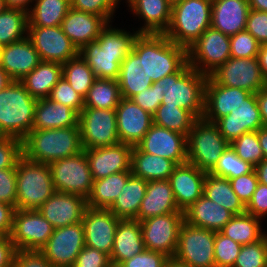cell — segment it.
Masks as SVG:
<instances>
[{"label": "cell", "instance_id": "cell-40", "mask_svg": "<svg viewBox=\"0 0 267 267\" xmlns=\"http://www.w3.org/2000/svg\"><path fill=\"white\" fill-rule=\"evenodd\" d=\"M28 11V27L61 26L71 8L70 0H34Z\"/></svg>", "mask_w": 267, "mask_h": 267}, {"label": "cell", "instance_id": "cell-72", "mask_svg": "<svg viewBox=\"0 0 267 267\" xmlns=\"http://www.w3.org/2000/svg\"><path fill=\"white\" fill-rule=\"evenodd\" d=\"M9 136L5 133L4 129L2 128L0 124V139L2 138H8Z\"/></svg>", "mask_w": 267, "mask_h": 267}, {"label": "cell", "instance_id": "cell-49", "mask_svg": "<svg viewBox=\"0 0 267 267\" xmlns=\"http://www.w3.org/2000/svg\"><path fill=\"white\" fill-rule=\"evenodd\" d=\"M241 247V244L226 237L220 231H216L214 243L216 267H233Z\"/></svg>", "mask_w": 267, "mask_h": 267}, {"label": "cell", "instance_id": "cell-27", "mask_svg": "<svg viewBox=\"0 0 267 267\" xmlns=\"http://www.w3.org/2000/svg\"><path fill=\"white\" fill-rule=\"evenodd\" d=\"M248 0H212L211 27L227 36L246 29Z\"/></svg>", "mask_w": 267, "mask_h": 267}, {"label": "cell", "instance_id": "cell-21", "mask_svg": "<svg viewBox=\"0 0 267 267\" xmlns=\"http://www.w3.org/2000/svg\"><path fill=\"white\" fill-rule=\"evenodd\" d=\"M115 110L119 141L136 146L152 126L153 115L125 98L119 101Z\"/></svg>", "mask_w": 267, "mask_h": 267}, {"label": "cell", "instance_id": "cell-64", "mask_svg": "<svg viewBox=\"0 0 267 267\" xmlns=\"http://www.w3.org/2000/svg\"><path fill=\"white\" fill-rule=\"evenodd\" d=\"M256 97L263 126H267V86L259 90Z\"/></svg>", "mask_w": 267, "mask_h": 267}, {"label": "cell", "instance_id": "cell-26", "mask_svg": "<svg viewBox=\"0 0 267 267\" xmlns=\"http://www.w3.org/2000/svg\"><path fill=\"white\" fill-rule=\"evenodd\" d=\"M102 16L70 8L62 20V30L80 51L85 45L96 41L100 31L107 25Z\"/></svg>", "mask_w": 267, "mask_h": 267}, {"label": "cell", "instance_id": "cell-30", "mask_svg": "<svg viewBox=\"0 0 267 267\" xmlns=\"http://www.w3.org/2000/svg\"><path fill=\"white\" fill-rule=\"evenodd\" d=\"M172 212L183 211H180L177 207L169 180L148 181L146 194L135 220L140 222Z\"/></svg>", "mask_w": 267, "mask_h": 267}, {"label": "cell", "instance_id": "cell-62", "mask_svg": "<svg viewBox=\"0 0 267 267\" xmlns=\"http://www.w3.org/2000/svg\"><path fill=\"white\" fill-rule=\"evenodd\" d=\"M16 249L9 236L0 241V267H13Z\"/></svg>", "mask_w": 267, "mask_h": 267}, {"label": "cell", "instance_id": "cell-61", "mask_svg": "<svg viewBox=\"0 0 267 267\" xmlns=\"http://www.w3.org/2000/svg\"><path fill=\"white\" fill-rule=\"evenodd\" d=\"M246 213L258 218L267 216V185L258 182L251 200L246 205Z\"/></svg>", "mask_w": 267, "mask_h": 267}, {"label": "cell", "instance_id": "cell-66", "mask_svg": "<svg viewBox=\"0 0 267 267\" xmlns=\"http://www.w3.org/2000/svg\"><path fill=\"white\" fill-rule=\"evenodd\" d=\"M34 0H4L6 8H17L28 12L30 10L29 4Z\"/></svg>", "mask_w": 267, "mask_h": 267}, {"label": "cell", "instance_id": "cell-60", "mask_svg": "<svg viewBox=\"0 0 267 267\" xmlns=\"http://www.w3.org/2000/svg\"><path fill=\"white\" fill-rule=\"evenodd\" d=\"M13 267H54L38 250H16Z\"/></svg>", "mask_w": 267, "mask_h": 267}, {"label": "cell", "instance_id": "cell-58", "mask_svg": "<svg viewBox=\"0 0 267 267\" xmlns=\"http://www.w3.org/2000/svg\"><path fill=\"white\" fill-rule=\"evenodd\" d=\"M169 257L144 249L140 254L124 261L119 267H165Z\"/></svg>", "mask_w": 267, "mask_h": 267}, {"label": "cell", "instance_id": "cell-3", "mask_svg": "<svg viewBox=\"0 0 267 267\" xmlns=\"http://www.w3.org/2000/svg\"><path fill=\"white\" fill-rule=\"evenodd\" d=\"M132 50L143 60L153 83L178 72L188 62L187 49L164 34H139Z\"/></svg>", "mask_w": 267, "mask_h": 267}, {"label": "cell", "instance_id": "cell-1", "mask_svg": "<svg viewBox=\"0 0 267 267\" xmlns=\"http://www.w3.org/2000/svg\"><path fill=\"white\" fill-rule=\"evenodd\" d=\"M109 24L100 31L96 41L88 43L79 51V55L97 78L117 80L121 63L132 51L140 33L112 28Z\"/></svg>", "mask_w": 267, "mask_h": 267}, {"label": "cell", "instance_id": "cell-13", "mask_svg": "<svg viewBox=\"0 0 267 267\" xmlns=\"http://www.w3.org/2000/svg\"><path fill=\"white\" fill-rule=\"evenodd\" d=\"M184 212H172L140 221L145 249L172 258L175 255Z\"/></svg>", "mask_w": 267, "mask_h": 267}, {"label": "cell", "instance_id": "cell-35", "mask_svg": "<svg viewBox=\"0 0 267 267\" xmlns=\"http://www.w3.org/2000/svg\"><path fill=\"white\" fill-rule=\"evenodd\" d=\"M177 165L167 158L142 152L134 146L131 152V173L146 181L168 180Z\"/></svg>", "mask_w": 267, "mask_h": 267}, {"label": "cell", "instance_id": "cell-36", "mask_svg": "<svg viewBox=\"0 0 267 267\" xmlns=\"http://www.w3.org/2000/svg\"><path fill=\"white\" fill-rule=\"evenodd\" d=\"M62 78V64L40 61L20 82L33 98H48L52 88Z\"/></svg>", "mask_w": 267, "mask_h": 267}, {"label": "cell", "instance_id": "cell-10", "mask_svg": "<svg viewBox=\"0 0 267 267\" xmlns=\"http://www.w3.org/2000/svg\"><path fill=\"white\" fill-rule=\"evenodd\" d=\"M56 192L80 195L87 199L94 183L85 150L48 164Z\"/></svg>", "mask_w": 267, "mask_h": 267}, {"label": "cell", "instance_id": "cell-44", "mask_svg": "<svg viewBox=\"0 0 267 267\" xmlns=\"http://www.w3.org/2000/svg\"><path fill=\"white\" fill-rule=\"evenodd\" d=\"M28 12L17 8H5L0 13V45L5 46L27 37Z\"/></svg>", "mask_w": 267, "mask_h": 267}, {"label": "cell", "instance_id": "cell-74", "mask_svg": "<svg viewBox=\"0 0 267 267\" xmlns=\"http://www.w3.org/2000/svg\"><path fill=\"white\" fill-rule=\"evenodd\" d=\"M168 3H170L171 5H174L178 2H180L181 0H166Z\"/></svg>", "mask_w": 267, "mask_h": 267}, {"label": "cell", "instance_id": "cell-63", "mask_svg": "<svg viewBox=\"0 0 267 267\" xmlns=\"http://www.w3.org/2000/svg\"><path fill=\"white\" fill-rule=\"evenodd\" d=\"M15 208L10 204L0 202V231L10 236L12 231L13 214Z\"/></svg>", "mask_w": 267, "mask_h": 267}, {"label": "cell", "instance_id": "cell-25", "mask_svg": "<svg viewBox=\"0 0 267 267\" xmlns=\"http://www.w3.org/2000/svg\"><path fill=\"white\" fill-rule=\"evenodd\" d=\"M207 172L190 163L177 165L169 182L180 211L189 208L204 192V180Z\"/></svg>", "mask_w": 267, "mask_h": 267}, {"label": "cell", "instance_id": "cell-52", "mask_svg": "<svg viewBox=\"0 0 267 267\" xmlns=\"http://www.w3.org/2000/svg\"><path fill=\"white\" fill-rule=\"evenodd\" d=\"M120 0H70L71 8L102 16L110 23Z\"/></svg>", "mask_w": 267, "mask_h": 267}, {"label": "cell", "instance_id": "cell-14", "mask_svg": "<svg viewBox=\"0 0 267 267\" xmlns=\"http://www.w3.org/2000/svg\"><path fill=\"white\" fill-rule=\"evenodd\" d=\"M53 230V226L38 210L15 209L9 237L16 250L40 251Z\"/></svg>", "mask_w": 267, "mask_h": 267}, {"label": "cell", "instance_id": "cell-65", "mask_svg": "<svg viewBox=\"0 0 267 267\" xmlns=\"http://www.w3.org/2000/svg\"><path fill=\"white\" fill-rule=\"evenodd\" d=\"M257 58L259 61L262 76L267 82V44H262L260 46Z\"/></svg>", "mask_w": 267, "mask_h": 267}, {"label": "cell", "instance_id": "cell-69", "mask_svg": "<svg viewBox=\"0 0 267 267\" xmlns=\"http://www.w3.org/2000/svg\"><path fill=\"white\" fill-rule=\"evenodd\" d=\"M250 9L267 12V0H248Z\"/></svg>", "mask_w": 267, "mask_h": 267}, {"label": "cell", "instance_id": "cell-15", "mask_svg": "<svg viewBox=\"0 0 267 267\" xmlns=\"http://www.w3.org/2000/svg\"><path fill=\"white\" fill-rule=\"evenodd\" d=\"M84 247V227L80 222L54 229L40 252L54 267H72Z\"/></svg>", "mask_w": 267, "mask_h": 267}, {"label": "cell", "instance_id": "cell-17", "mask_svg": "<svg viewBox=\"0 0 267 267\" xmlns=\"http://www.w3.org/2000/svg\"><path fill=\"white\" fill-rule=\"evenodd\" d=\"M27 37L42 61L64 64L79 54L61 26L28 27Z\"/></svg>", "mask_w": 267, "mask_h": 267}, {"label": "cell", "instance_id": "cell-20", "mask_svg": "<svg viewBox=\"0 0 267 267\" xmlns=\"http://www.w3.org/2000/svg\"><path fill=\"white\" fill-rule=\"evenodd\" d=\"M87 208V199L82 196L55 192L38 211L56 229L82 222Z\"/></svg>", "mask_w": 267, "mask_h": 267}, {"label": "cell", "instance_id": "cell-7", "mask_svg": "<svg viewBox=\"0 0 267 267\" xmlns=\"http://www.w3.org/2000/svg\"><path fill=\"white\" fill-rule=\"evenodd\" d=\"M16 209L38 210L56 191L50 167L22 156L16 165Z\"/></svg>", "mask_w": 267, "mask_h": 267}, {"label": "cell", "instance_id": "cell-16", "mask_svg": "<svg viewBox=\"0 0 267 267\" xmlns=\"http://www.w3.org/2000/svg\"><path fill=\"white\" fill-rule=\"evenodd\" d=\"M219 85L245 89L257 93L267 86L264 80L259 61L254 58L230 57L210 75Z\"/></svg>", "mask_w": 267, "mask_h": 267}, {"label": "cell", "instance_id": "cell-48", "mask_svg": "<svg viewBox=\"0 0 267 267\" xmlns=\"http://www.w3.org/2000/svg\"><path fill=\"white\" fill-rule=\"evenodd\" d=\"M233 267H267V234L259 241L242 245Z\"/></svg>", "mask_w": 267, "mask_h": 267}, {"label": "cell", "instance_id": "cell-70", "mask_svg": "<svg viewBox=\"0 0 267 267\" xmlns=\"http://www.w3.org/2000/svg\"><path fill=\"white\" fill-rule=\"evenodd\" d=\"M12 79L8 76V74L0 67V91L5 89L9 83H11Z\"/></svg>", "mask_w": 267, "mask_h": 267}, {"label": "cell", "instance_id": "cell-22", "mask_svg": "<svg viewBox=\"0 0 267 267\" xmlns=\"http://www.w3.org/2000/svg\"><path fill=\"white\" fill-rule=\"evenodd\" d=\"M214 124L229 143L242 134L263 127L256 93H251L242 104L232 109L229 115L220 118Z\"/></svg>", "mask_w": 267, "mask_h": 267}, {"label": "cell", "instance_id": "cell-29", "mask_svg": "<svg viewBox=\"0 0 267 267\" xmlns=\"http://www.w3.org/2000/svg\"><path fill=\"white\" fill-rule=\"evenodd\" d=\"M131 11L144 19L140 34H165L171 22L172 5L166 0H128Z\"/></svg>", "mask_w": 267, "mask_h": 267}, {"label": "cell", "instance_id": "cell-24", "mask_svg": "<svg viewBox=\"0 0 267 267\" xmlns=\"http://www.w3.org/2000/svg\"><path fill=\"white\" fill-rule=\"evenodd\" d=\"M251 92L237 88L219 85L211 76L205 84V100L203 119L215 123L220 118L230 114L231 110L242 104Z\"/></svg>", "mask_w": 267, "mask_h": 267}, {"label": "cell", "instance_id": "cell-4", "mask_svg": "<svg viewBox=\"0 0 267 267\" xmlns=\"http://www.w3.org/2000/svg\"><path fill=\"white\" fill-rule=\"evenodd\" d=\"M207 78L187 62L178 72L157 81L164 92L161 104L187 109L198 119L202 118Z\"/></svg>", "mask_w": 267, "mask_h": 267}, {"label": "cell", "instance_id": "cell-11", "mask_svg": "<svg viewBox=\"0 0 267 267\" xmlns=\"http://www.w3.org/2000/svg\"><path fill=\"white\" fill-rule=\"evenodd\" d=\"M215 232L183 222L174 258L191 267H216Z\"/></svg>", "mask_w": 267, "mask_h": 267}, {"label": "cell", "instance_id": "cell-33", "mask_svg": "<svg viewBox=\"0 0 267 267\" xmlns=\"http://www.w3.org/2000/svg\"><path fill=\"white\" fill-rule=\"evenodd\" d=\"M234 216L221 205L202 195L184 211V221L192 226L220 231Z\"/></svg>", "mask_w": 267, "mask_h": 267}, {"label": "cell", "instance_id": "cell-28", "mask_svg": "<svg viewBox=\"0 0 267 267\" xmlns=\"http://www.w3.org/2000/svg\"><path fill=\"white\" fill-rule=\"evenodd\" d=\"M40 57L28 37L3 46L1 68L15 81H20L40 63Z\"/></svg>", "mask_w": 267, "mask_h": 267}, {"label": "cell", "instance_id": "cell-47", "mask_svg": "<svg viewBox=\"0 0 267 267\" xmlns=\"http://www.w3.org/2000/svg\"><path fill=\"white\" fill-rule=\"evenodd\" d=\"M230 146L238 157L243 161L249 162L254 167L264 159L263 150L258 139V130L242 134L234 139Z\"/></svg>", "mask_w": 267, "mask_h": 267}, {"label": "cell", "instance_id": "cell-6", "mask_svg": "<svg viewBox=\"0 0 267 267\" xmlns=\"http://www.w3.org/2000/svg\"><path fill=\"white\" fill-rule=\"evenodd\" d=\"M36 102L20 81L0 91V124L9 137L22 141L32 130Z\"/></svg>", "mask_w": 267, "mask_h": 267}, {"label": "cell", "instance_id": "cell-51", "mask_svg": "<svg viewBox=\"0 0 267 267\" xmlns=\"http://www.w3.org/2000/svg\"><path fill=\"white\" fill-rule=\"evenodd\" d=\"M261 44L246 30L230 36V54L233 58L257 57Z\"/></svg>", "mask_w": 267, "mask_h": 267}, {"label": "cell", "instance_id": "cell-34", "mask_svg": "<svg viewBox=\"0 0 267 267\" xmlns=\"http://www.w3.org/2000/svg\"><path fill=\"white\" fill-rule=\"evenodd\" d=\"M117 81L121 96L125 99H131L153 85L151 77L146 74L143 60L133 50L122 61Z\"/></svg>", "mask_w": 267, "mask_h": 267}, {"label": "cell", "instance_id": "cell-53", "mask_svg": "<svg viewBox=\"0 0 267 267\" xmlns=\"http://www.w3.org/2000/svg\"><path fill=\"white\" fill-rule=\"evenodd\" d=\"M22 156L20 139L13 137L0 139V169L15 167Z\"/></svg>", "mask_w": 267, "mask_h": 267}, {"label": "cell", "instance_id": "cell-75", "mask_svg": "<svg viewBox=\"0 0 267 267\" xmlns=\"http://www.w3.org/2000/svg\"><path fill=\"white\" fill-rule=\"evenodd\" d=\"M2 52H3V46L0 45V66H1V62H2Z\"/></svg>", "mask_w": 267, "mask_h": 267}, {"label": "cell", "instance_id": "cell-68", "mask_svg": "<svg viewBox=\"0 0 267 267\" xmlns=\"http://www.w3.org/2000/svg\"><path fill=\"white\" fill-rule=\"evenodd\" d=\"M258 139L263 150L264 159L267 160V126L258 129Z\"/></svg>", "mask_w": 267, "mask_h": 267}, {"label": "cell", "instance_id": "cell-67", "mask_svg": "<svg viewBox=\"0 0 267 267\" xmlns=\"http://www.w3.org/2000/svg\"><path fill=\"white\" fill-rule=\"evenodd\" d=\"M258 177V182L267 185V160L263 159L254 167Z\"/></svg>", "mask_w": 267, "mask_h": 267}, {"label": "cell", "instance_id": "cell-57", "mask_svg": "<svg viewBox=\"0 0 267 267\" xmlns=\"http://www.w3.org/2000/svg\"><path fill=\"white\" fill-rule=\"evenodd\" d=\"M72 267H112V263L108 254L85 246Z\"/></svg>", "mask_w": 267, "mask_h": 267}, {"label": "cell", "instance_id": "cell-39", "mask_svg": "<svg viewBox=\"0 0 267 267\" xmlns=\"http://www.w3.org/2000/svg\"><path fill=\"white\" fill-rule=\"evenodd\" d=\"M203 195L209 200L231 211L234 215L246 212V206L233 191L229 179L207 172L204 180Z\"/></svg>", "mask_w": 267, "mask_h": 267}, {"label": "cell", "instance_id": "cell-76", "mask_svg": "<svg viewBox=\"0 0 267 267\" xmlns=\"http://www.w3.org/2000/svg\"><path fill=\"white\" fill-rule=\"evenodd\" d=\"M6 235L2 232V231H0V241L5 237Z\"/></svg>", "mask_w": 267, "mask_h": 267}, {"label": "cell", "instance_id": "cell-8", "mask_svg": "<svg viewBox=\"0 0 267 267\" xmlns=\"http://www.w3.org/2000/svg\"><path fill=\"white\" fill-rule=\"evenodd\" d=\"M229 145L214 123L200 118L187 136V163L210 172Z\"/></svg>", "mask_w": 267, "mask_h": 267}, {"label": "cell", "instance_id": "cell-42", "mask_svg": "<svg viewBox=\"0 0 267 267\" xmlns=\"http://www.w3.org/2000/svg\"><path fill=\"white\" fill-rule=\"evenodd\" d=\"M121 99L117 80L97 78L84 98V108L116 109Z\"/></svg>", "mask_w": 267, "mask_h": 267}, {"label": "cell", "instance_id": "cell-55", "mask_svg": "<svg viewBox=\"0 0 267 267\" xmlns=\"http://www.w3.org/2000/svg\"><path fill=\"white\" fill-rule=\"evenodd\" d=\"M17 179L16 166L0 169V202L10 204L16 209Z\"/></svg>", "mask_w": 267, "mask_h": 267}, {"label": "cell", "instance_id": "cell-2", "mask_svg": "<svg viewBox=\"0 0 267 267\" xmlns=\"http://www.w3.org/2000/svg\"><path fill=\"white\" fill-rule=\"evenodd\" d=\"M23 156L33 162L49 164L83 151L79 126L31 130L22 140Z\"/></svg>", "mask_w": 267, "mask_h": 267}, {"label": "cell", "instance_id": "cell-73", "mask_svg": "<svg viewBox=\"0 0 267 267\" xmlns=\"http://www.w3.org/2000/svg\"><path fill=\"white\" fill-rule=\"evenodd\" d=\"M6 6L4 3V0H0V13H2L5 10Z\"/></svg>", "mask_w": 267, "mask_h": 267}, {"label": "cell", "instance_id": "cell-19", "mask_svg": "<svg viewBox=\"0 0 267 267\" xmlns=\"http://www.w3.org/2000/svg\"><path fill=\"white\" fill-rule=\"evenodd\" d=\"M120 220L109 209H92L88 207L82 220L85 246L95 248L110 256L113 250L115 232Z\"/></svg>", "mask_w": 267, "mask_h": 267}, {"label": "cell", "instance_id": "cell-12", "mask_svg": "<svg viewBox=\"0 0 267 267\" xmlns=\"http://www.w3.org/2000/svg\"><path fill=\"white\" fill-rule=\"evenodd\" d=\"M78 125L83 150L120 142L115 109L83 108L79 113Z\"/></svg>", "mask_w": 267, "mask_h": 267}, {"label": "cell", "instance_id": "cell-50", "mask_svg": "<svg viewBox=\"0 0 267 267\" xmlns=\"http://www.w3.org/2000/svg\"><path fill=\"white\" fill-rule=\"evenodd\" d=\"M48 98L53 102L68 106L78 113L84 108V98L72 88L63 76L52 88Z\"/></svg>", "mask_w": 267, "mask_h": 267}, {"label": "cell", "instance_id": "cell-18", "mask_svg": "<svg viewBox=\"0 0 267 267\" xmlns=\"http://www.w3.org/2000/svg\"><path fill=\"white\" fill-rule=\"evenodd\" d=\"M136 146L142 152L167 158L176 165L187 163V136L154 123Z\"/></svg>", "mask_w": 267, "mask_h": 267}, {"label": "cell", "instance_id": "cell-32", "mask_svg": "<svg viewBox=\"0 0 267 267\" xmlns=\"http://www.w3.org/2000/svg\"><path fill=\"white\" fill-rule=\"evenodd\" d=\"M144 249L140 222L132 219L120 220L110 255L112 265L120 266L124 261L140 254Z\"/></svg>", "mask_w": 267, "mask_h": 267}, {"label": "cell", "instance_id": "cell-45", "mask_svg": "<svg viewBox=\"0 0 267 267\" xmlns=\"http://www.w3.org/2000/svg\"><path fill=\"white\" fill-rule=\"evenodd\" d=\"M62 76L83 98L86 97L88 90L97 79L89 65L79 54L62 64Z\"/></svg>", "mask_w": 267, "mask_h": 267}, {"label": "cell", "instance_id": "cell-9", "mask_svg": "<svg viewBox=\"0 0 267 267\" xmlns=\"http://www.w3.org/2000/svg\"><path fill=\"white\" fill-rule=\"evenodd\" d=\"M187 57L190 67L210 76L231 57L230 36L210 26L187 49Z\"/></svg>", "mask_w": 267, "mask_h": 267}, {"label": "cell", "instance_id": "cell-37", "mask_svg": "<svg viewBox=\"0 0 267 267\" xmlns=\"http://www.w3.org/2000/svg\"><path fill=\"white\" fill-rule=\"evenodd\" d=\"M147 185L148 181L131 175L109 210L121 220H135Z\"/></svg>", "mask_w": 267, "mask_h": 267}, {"label": "cell", "instance_id": "cell-71", "mask_svg": "<svg viewBox=\"0 0 267 267\" xmlns=\"http://www.w3.org/2000/svg\"><path fill=\"white\" fill-rule=\"evenodd\" d=\"M165 267H191L188 264H185L183 262L178 261L174 257L169 258L168 261L166 262Z\"/></svg>", "mask_w": 267, "mask_h": 267}, {"label": "cell", "instance_id": "cell-56", "mask_svg": "<svg viewBox=\"0 0 267 267\" xmlns=\"http://www.w3.org/2000/svg\"><path fill=\"white\" fill-rule=\"evenodd\" d=\"M229 181L231 183L233 191L246 206L251 200L258 184V177L255 170L253 169L248 174L229 179Z\"/></svg>", "mask_w": 267, "mask_h": 267}, {"label": "cell", "instance_id": "cell-23", "mask_svg": "<svg viewBox=\"0 0 267 267\" xmlns=\"http://www.w3.org/2000/svg\"><path fill=\"white\" fill-rule=\"evenodd\" d=\"M133 146L124 143L85 150L93 180L131 170Z\"/></svg>", "mask_w": 267, "mask_h": 267}, {"label": "cell", "instance_id": "cell-31", "mask_svg": "<svg viewBox=\"0 0 267 267\" xmlns=\"http://www.w3.org/2000/svg\"><path fill=\"white\" fill-rule=\"evenodd\" d=\"M79 113L49 98L37 99L32 130H47L79 126Z\"/></svg>", "mask_w": 267, "mask_h": 267}, {"label": "cell", "instance_id": "cell-43", "mask_svg": "<svg viewBox=\"0 0 267 267\" xmlns=\"http://www.w3.org/2000/svg\"><path fill=\"white\" fill-rule=\"evenodd\" d=\"M197 120L198 118L187 109L168 106L167 104H160L153 115L155 125L179 132L185 136H188Z\"/></svg>", "mask_w": 267, "mask_h": 267}, {"label": "cell", "instance_id": "cell-54", "mask_svg": "<svg viewBox=\"0 0 267 267\" xmlns=\"http://www.w3.org/2000/svg\"><path fill=\"white\" fill-rule=\"evenodd\" d=\"M163 95L161 86L155 82L151 87L134 95L131 100L151 115H154L162 102Z\"/></svg>", "mask_w": 267, "mask_h": 267}, {"label": "cell", "instance_id": "cell-41", "mask_svg": "<svg viewBox=\"0 0 267 267\" xmlns=\"http://www.w3.org/2000/svg\"><path fill=\"white\" fill-rule=\"evenodd\" d=\"M261 229V218L245 212L234 215L220 232L233 241L246 245L259 241L267 233L262 232Z\"/></svg>", "mask_w": 267, "mask_h": 267}, {"label": "cell", "instance_id": "cell-59", "mask_svg": "<svg viewBox=\"0 0 267 267\" xmlns=\"http://www.w3.org/2000/svg\"><path fill=\"white\" fill-rule=\"evenodd\" d=\"M245 30L261 45L267 44V12L250 9Z\"/></svg>", "mask_w": 267, "mask_h": 267}, {"label": "cell", "instance_id": "cell-5", "mask_svg": "<svg viewBox=\"0 0 267 267\" xmlns=\"http://www.w3.org/2000/svg\"><path fill=\"white\" fill-rule=\"evenodd\" d=\"M212 0H181L172 5L165 36L188 49L211 26Z\"/></svg>", "mask_w": 267, "mask_h": 267}, {"label": "cell", "instance_id": "cell-38", "mask_svg": "<svg viewBox=\"0 0 267 267\" xmlns=\"http://www.w3.org/2000/svg\"><path fill=\"white\" fill-rule=\"evenodd\" d=\"M131 175V170H129L94 180L91 193L87 198L88 207L92 209H109Z\"/></svg>", "mask_w": 267, "mask_h": 267}, {"label": "cell", "instance_id": "cell-46", "mask_svg": "<svg viewBox=\"0 0 267 267\" xmlns=\"http://www.w3.org/2000/svg\"><path fill=\"white\" fill-rule=\"evenodd\" d=\"M254 169L249 162L243 161L229 145L223 152L215 167L209 172L212 175L233 179L250 173Z\"/></svg>", "mask_w": 267, "mask_h": 267}]
</instances>
